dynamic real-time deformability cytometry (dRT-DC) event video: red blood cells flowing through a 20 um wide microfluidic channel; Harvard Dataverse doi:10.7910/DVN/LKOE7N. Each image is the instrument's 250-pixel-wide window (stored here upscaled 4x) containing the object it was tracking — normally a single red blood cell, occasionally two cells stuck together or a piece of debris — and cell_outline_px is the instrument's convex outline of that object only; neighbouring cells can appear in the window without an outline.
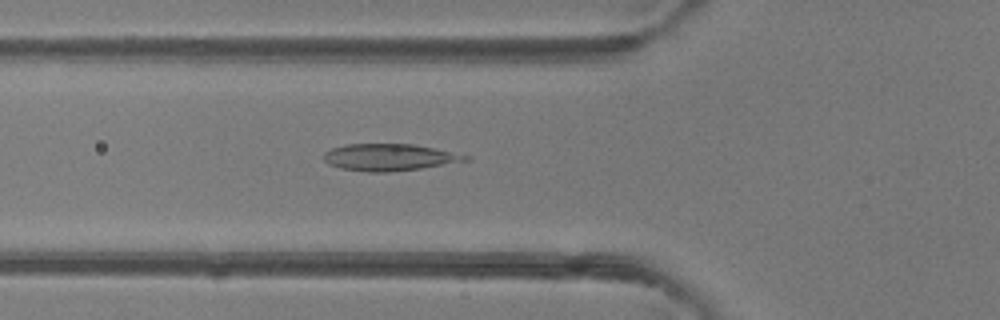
{"species": "common noctule bat (a hibernating species)", "species_latin": "Nyctalus noctula", "temperature_condition": "room temperature", "stored_images_in_passage": 49, "camera_frame_rate_fps": 3000, "um_per_image_px": 0.085, "animal": {"sex": "female"}, "frame": {"image": 1, "passage_image": 18, "time_ms": 5.667, "image_size_px": [1000, 320], "cell_outline_px": [[472, 160], [420, 168], [388, 172], [368, 172], [340, 168], [328, 164], [324, 160], [324, 152], [332, 148], [344, 144], [412, 144], [472, 156]], "centroid_in_image_um": [33.09, 13.37], "position_along_channel_um": 92.7, "area_um2": 22.14}}
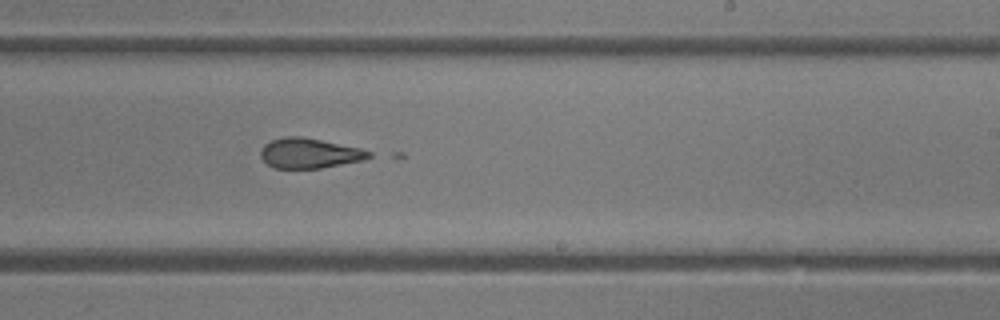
{"frame": {"image": 2, "passage_image": 30, "time_ms": 9.667, "image_size_px": [1000, 320], "cell_outline_px": [[372, 156], [360, 160], [320, 168], [272, 168], [260, 156], [260, 152], [264, 144], [272, 140], [284, 136], [300, 136], [360, 148], [372, 152]], "centroid_in_image_um": [26.25, 13.02], "position_along_channel_um": 262.7, "area_um2": 18.67}}
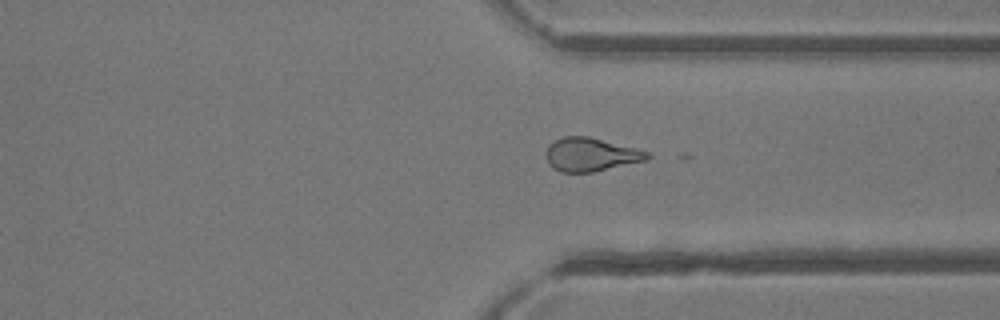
{"frame": {"image": 3, "passage_image": 37, "time_ms": 12.0, "image_size_px": [1000, 320], "cell_outline_px": [[652, 156], [648, 160], [592, 172], [560, 172], [552, 168], [548, 164], [548, 148], [556, 140], [564, 136], [588, 136], [636, 148], [648, 152]], "centroid_in_image_um": [50.26, 13.14], "position_along_channel_um": 361.1, "area_um2": 19.54}}